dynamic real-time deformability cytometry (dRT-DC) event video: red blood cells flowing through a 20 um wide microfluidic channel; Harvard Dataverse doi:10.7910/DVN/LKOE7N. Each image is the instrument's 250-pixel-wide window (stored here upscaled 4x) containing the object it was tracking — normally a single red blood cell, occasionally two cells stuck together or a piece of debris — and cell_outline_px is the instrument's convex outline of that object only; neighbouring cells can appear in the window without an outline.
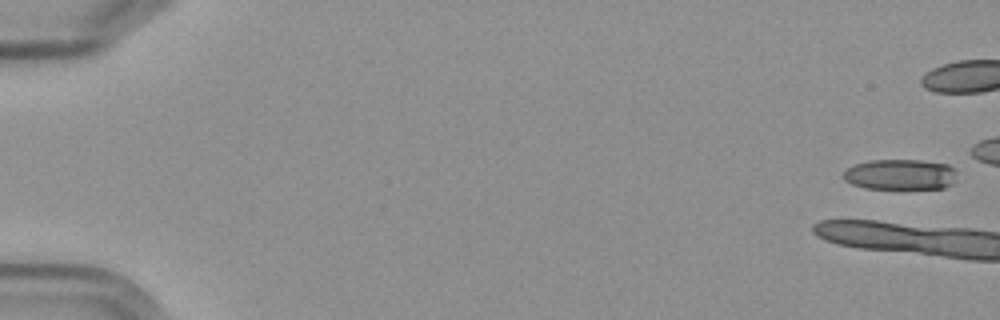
{"species": "Egyptian fruit bat (a non-hibernating species)", "species_latin": "Rousettus aegyptiacus", "temperature_condition": "cold", "stored_images_in_passage": 4, "camera_frame_rate_fps": 3000, "um_per_image_px": 0.085, "frame": {"image": 1, "passage_image": 1, "time_ms": 0.0, "image_size_px": [1000, 320], "cell_outline_px": [[956, 172], [952, 184], [944, 188], [864, 188], [852, 184], [844, 180], [844, 172], [848, 168], [856, 164], [868, 160], [920, 160], [948, 164], [956, 168]], "centroid_in_image_um": [76.54, 14.82], "position_along_channel_um": 8.5, "area_um2": 20.17}}